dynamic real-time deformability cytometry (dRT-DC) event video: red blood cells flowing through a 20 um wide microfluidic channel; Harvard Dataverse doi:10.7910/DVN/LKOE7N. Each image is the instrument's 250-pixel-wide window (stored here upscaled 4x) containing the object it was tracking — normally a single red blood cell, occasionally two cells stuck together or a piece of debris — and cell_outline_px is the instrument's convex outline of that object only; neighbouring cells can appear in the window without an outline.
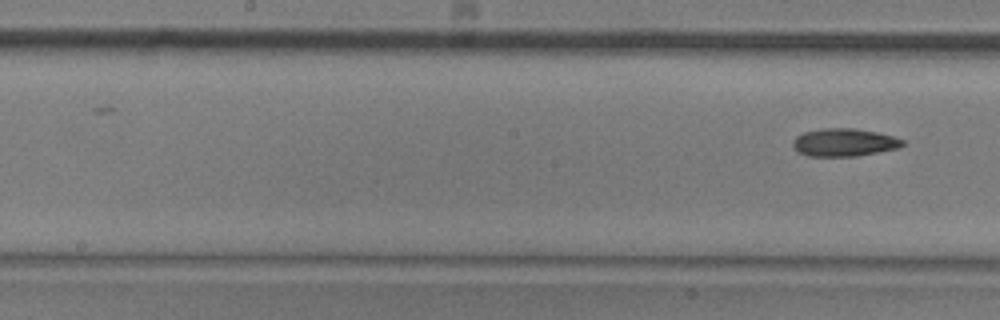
{"species": "common noctule bat (a hibernating species)", "species_latin": "Nyctalus noctula", "temperature_condition": "room temperature", "stored_images_in_passage": 7, "segment_of_instrument_passage": [2, 2], "camera_frame_rate_fps": 3000, "um_per_image_px": 0.085, "animal": {"sex": "male", "body_mass_g": 20.5, "forearm_length_mm": 52.5}, "frame": {"image": 1, "passage_image": 7, "time_ms": 2.0, "image_size_px": [1000, 320], "cell_outline_px": [[904, 144], [900, 148], [856, 156], [808, 156], [800, 152], [792, 144], [792, 140], [796, 136], [804, 132], [820, 128], [856, 128], [876, 132], [892, 136], [904, 140]], "centroid_in_image_um": [71.76, 12.1], "position_along_channel_um": 176.4, "area_um2": 17.8}}